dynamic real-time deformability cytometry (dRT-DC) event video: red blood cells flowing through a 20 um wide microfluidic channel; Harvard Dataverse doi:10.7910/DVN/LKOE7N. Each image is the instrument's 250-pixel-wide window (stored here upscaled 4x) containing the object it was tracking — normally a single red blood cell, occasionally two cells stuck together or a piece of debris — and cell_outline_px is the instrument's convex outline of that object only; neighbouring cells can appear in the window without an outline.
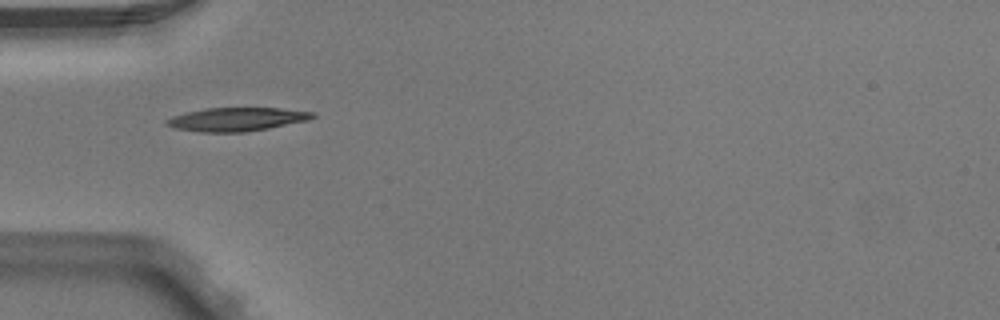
{"species": "Egyptian fruit bat (a non-hibernating species)", "species_latin": "Rousettus aegyptiacus", "temperature_condition": "warm", "stored_images_in_passage": 8, "camera_frame_rate_fps": 3000, "um_per_image_px": 0.085, "animal": {"sex": "male"}, "frame": {"image": 1, "passage_image": 5, "time_ms": 1.333, "image_size_px": [1000, 320], "cell_outline_px": [[316, 116], [308, 120], [268, 128], [244, 132], [200, 132], [176, 128], [164, 124], [164, 120], [172, 116], [184, 112], [204, 108], [280, 108], [316, 112]], "centroid_in_image_um": [20.09, 10.13], "position_along_channel_um": 64.9, "area_um2": 20.11}}
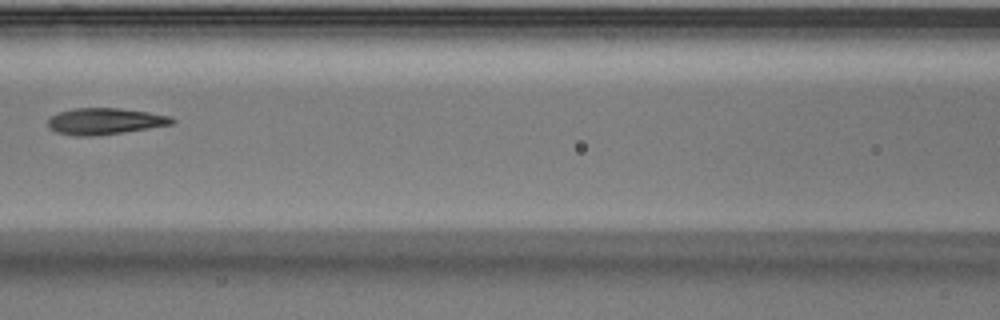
{"frame": {"image": 2, "passage_image": 7, "time_ms": 2.0, "image_size_px": [1000, 320], "cell_outline_px": [[176, 120], [172, 124], [124, 132], [92, 136], [76, 136], [56, 132], [48, 128], [48, 120], [52, 116], [60, 112], [72, 108], [120, 108], [148, 112], [172, 116]], "centroid_in_image_um": [8.92, 10.3], "position_along_channel_um": 157.7, "area_um2": 19.07}}
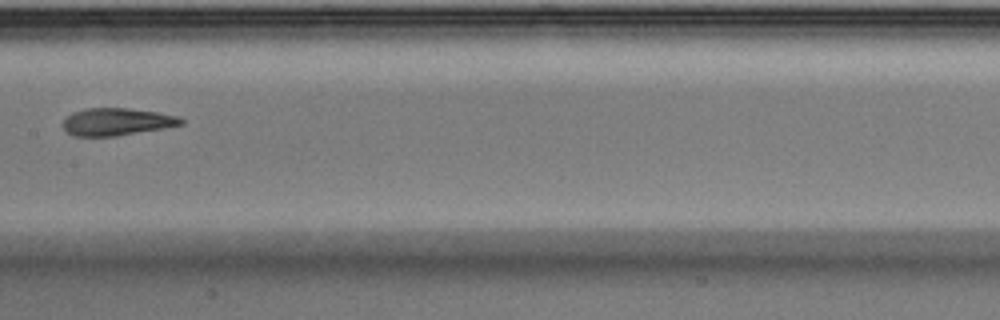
{"frame": {"image": 3, "passage_image": 8, "time_ms": 2.333, "image_size_px": [1000, 320], "cell_outline_px": [[184, 124], [164, 128], [116, 136], [72, 136], [64, 132], [64, 120], [72, 112], [88, 108], [128, 108], [156, 112], [180, 116], [184, 120]], "centroid_in_image_um": [9.93, 10.35], "position_along_channel_um": 197.5, "area_um2": 18.9}}